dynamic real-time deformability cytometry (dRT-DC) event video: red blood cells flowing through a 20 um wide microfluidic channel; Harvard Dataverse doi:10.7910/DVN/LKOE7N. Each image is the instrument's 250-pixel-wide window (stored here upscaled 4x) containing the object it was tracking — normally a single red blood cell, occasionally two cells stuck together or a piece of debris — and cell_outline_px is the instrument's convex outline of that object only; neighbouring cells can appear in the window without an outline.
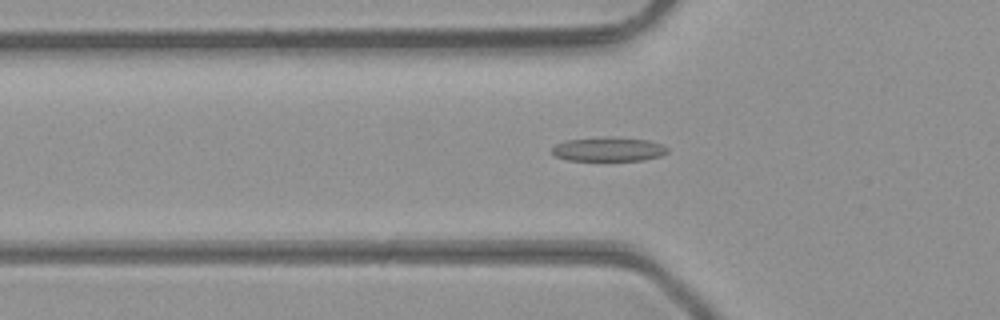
{"species": "common noctule bat (a hibernating species)", "species_latin": "Nyctalus noctula", "temperature_condition": "room temperature", "stored_images_in_passage": 46, "camera_frame_rate_fps": 3000, "um_per_image_px": 0.085, "animal": {"sex": "male", "body_mass_g": 23.1, "forearm_length_mm": 52.7}, "frame": {"image": 1, "passage_image": 16, "time_ms": 5.0, "image_size_px": [1000, 320], "cell_outline_px": [[668, 152], [660, 156], [644, 160], [568, 160], [556, 156], [552, 152], [552, 148], [556, 144], [564, 140], [648, 140], [664, 144], [668, 148]], "centroid_in_image_um": [51.76, 12.74], "position_along_channel_um": 74.0, "area_um2": 15.14}}
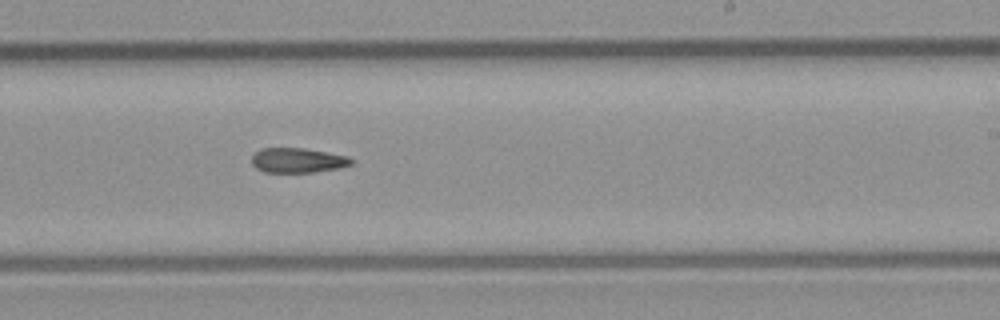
{"frame": {"image": 2, "passage_image": 29, "time_ms": 9.333, "image_size_px": [1000, 320], "cell_outline_px": [[356, 160], [352, 164], [340, 168], [312, 172], [264, 172], [256, 168], [252, 164], [252, 156], [256, 152], [264, 148], [304, 148], [348, 156]], "centroid_in_image_um": [25.34, 13.63], "position_along_channel_um": 263.7, "area_um2": 14.39}}
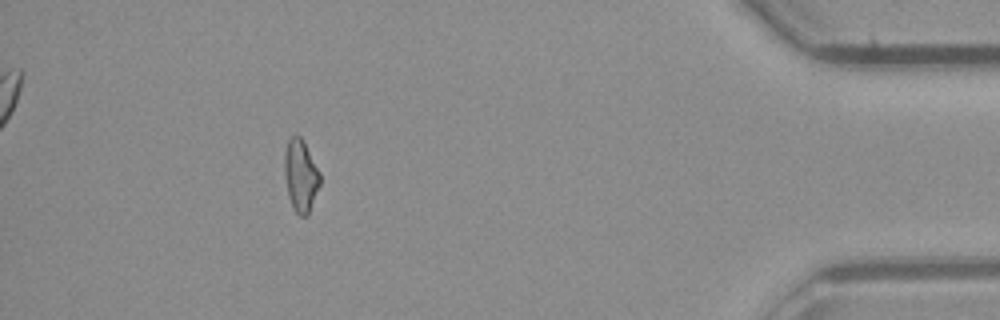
{"frame": {"image": 3, "passage_image": 43, "time_ms": 14.0, "image_size_px": [1000, 320], "cell_outline_px": [[320, 184], [308, 216], [300, 216], [296, 212], [288, 196], [284, 176], [284, 152], [288, 140], [292, 136], [300, 136], [304, 140], [320, 172]], "centroid_in_image_um": [25.56, 14.91], "position_along_channel_um": 409.6, "area_um2": 15.09}}